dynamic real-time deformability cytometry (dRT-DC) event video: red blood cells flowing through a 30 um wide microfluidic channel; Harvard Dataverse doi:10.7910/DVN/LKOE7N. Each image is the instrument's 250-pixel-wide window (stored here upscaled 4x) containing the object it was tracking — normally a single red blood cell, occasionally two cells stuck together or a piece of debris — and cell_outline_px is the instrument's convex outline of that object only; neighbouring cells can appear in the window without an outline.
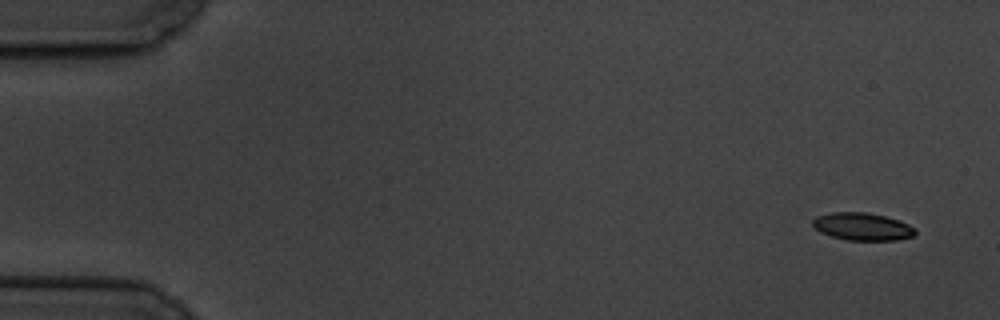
{"species": "common noctule bat (a hibernating species)", "species_latin": "Nyctalus noctula", "temperature_condition": "cold", "stored_images_in_passage": 6, "camera_frame_rate_fps": 3000, "um_per_image_px": 0.085, "animal": {"sex": "male", "body_mass_g": 19.5, "forearm_length_mm": 54.6}, "frame": {"image": 1, "passage_image": 1, "time_ms": 0.0, "image_size_px": [1000, 320], "cell_outline_px": [[916, 232], [912, 236], [896, 240], [848, 240], [832, 236], [820, 232], [812, 224], [812, 220], [816, 216], [832, 212], [864, 212], [884, 216], [900, 220], [916, 228]], "centroid_in_image_um": [73.3, 19.25], "position_along_channel_um": 11.7, "area_um2": 16.42}}
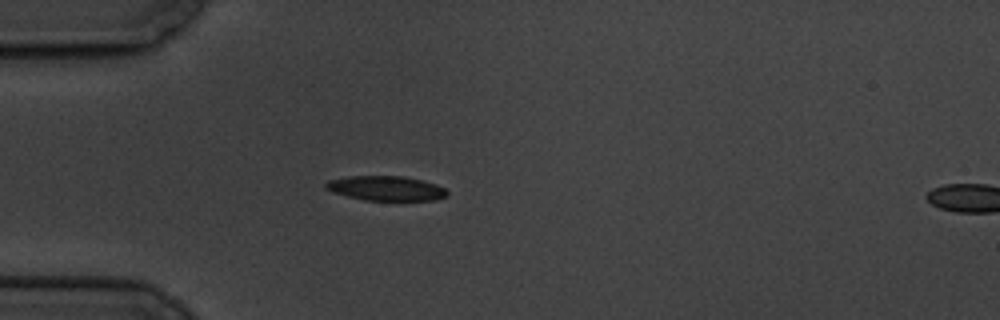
{"frame": {"image": 2, "passage_image": 5, "time_ms": 4.667, "image_size_px": [1000, 320], "cell_outline_px": [[448, 196], [436, 200], [364, 200], [332, 192], [324, 188], [324, 184], [328, 180], [352, 176], [404, 176], [436, 184], [444, 188], [448, 192]], "centroid_in_image_um": [32.81, 16.01], "position_along_channel_um": 52.2, "area_um2": 17.4}}